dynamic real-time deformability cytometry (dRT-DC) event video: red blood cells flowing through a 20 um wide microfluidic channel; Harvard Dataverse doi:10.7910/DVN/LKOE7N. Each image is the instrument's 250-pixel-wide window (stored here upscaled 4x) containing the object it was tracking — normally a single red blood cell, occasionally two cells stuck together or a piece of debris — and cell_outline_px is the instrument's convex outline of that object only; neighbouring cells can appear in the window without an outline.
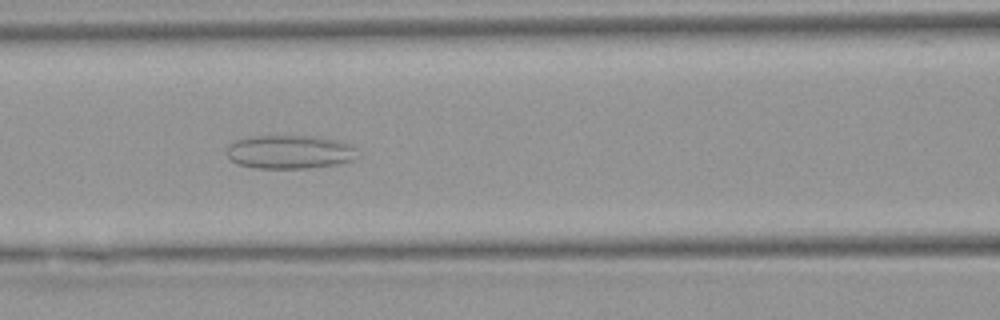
{"species": "Egyptian fruit bat (a non-hibernating species)", "species_latin": "Rousettus aegyptiacus", "temperature_condition": "warm", "stored_images_in_passage": 44, "camera_frame_rate_fps": 3000, "um_per_image_px": 0.085, "animal": {"sex": "female"}, "frame": {"image": 1, "passage_image": 21, "time_ms": 6.667, "image_size_px": [1000, 320], "cell_outline_px": [[360, 156], [352, 160], [336, 164], [308, 168], [252, 168], [240, 164], [232, 160], [228, 156], [228, 144], [236, 140], [256, 136], [312, 136], [344, 140], [352, 144]], "centroid_in_image_um": [24.7, 12.91], "position_along_channel_um": 141.9, "area_um2": 25.78}}
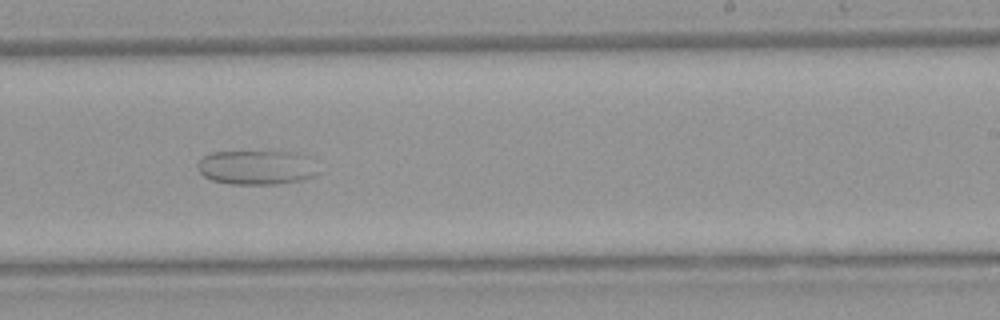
{"frame": {"image": 2, "passage_image": 31, "time_ms": 10.0, "image_size_px": [1000, 320], "cell_outline_px": [[320, 172], [316, 176], [304, 180], [276, 184], [228, 184], [212, 180], [204, 176], [200, 172], [200, 160], [204, 156], [212, 152], [296, 152], [316, 156]], "centroid_in_image_um": [21.99, 14.23], "position_along_channel_um": 267.0, "area_um2": 24.74}}
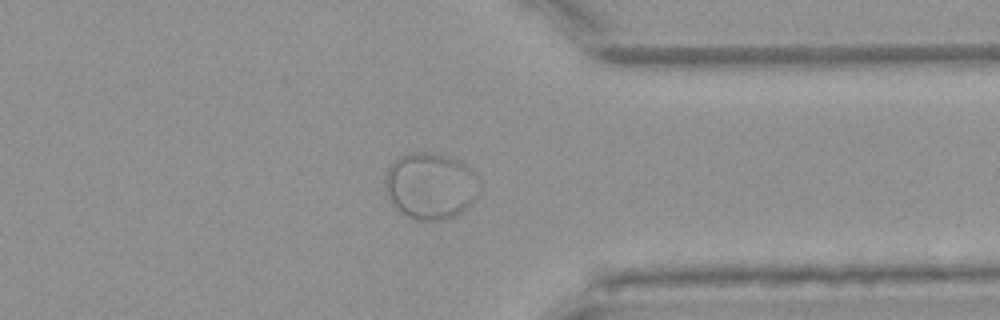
{"frame": {"image": 3, "passage_image": 40, "time_ms": 13.0, "image_size_px": [1000, 320], "cell_outline_px": [[480, 176], [476, 196], [464, 212], [456, 216], [440, 220], [416, 220], [400, 212], [396, 208], [388, 196], [384, 180], [388, 168], [400, 156], [408, 152], [428, 152], [456, 160], [472, 168]], "centroid_in_image_um": [36.61, 15.81], "position_along_channel_um": 374.8, "area_um2": 36.53}}